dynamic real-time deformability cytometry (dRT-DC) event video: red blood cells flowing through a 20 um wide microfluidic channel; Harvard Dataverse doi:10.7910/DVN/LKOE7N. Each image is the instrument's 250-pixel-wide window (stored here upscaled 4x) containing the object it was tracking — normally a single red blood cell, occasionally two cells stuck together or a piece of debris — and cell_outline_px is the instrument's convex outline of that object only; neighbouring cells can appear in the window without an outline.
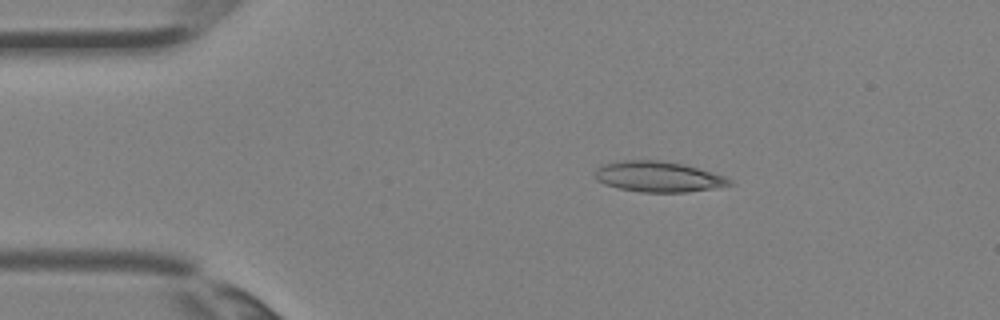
{"species": "Egyptian fruit bat (a non-hibernating species)", "species_latin": "Rousettus aegyptiacus", "temperature_condition": "room temperature", "stored_images_in_passage": 3, "camera_frame_rate_fps": 3000, "um_per_image_px": 0.085, "animal": {"sex": "female"}, "frame": {"image": 1, "passage_image": 2, "time_ms": 0.333, "image_size_px": [1000, 320], "cell_outline_px": [[736, 184], [688, 192], [640, 192], [620, 188], [604, 184], [596, 180], [596, 168], [600, 164], [624, 160], [660, 160], [684, 164], [724, 176], [732, 180]], "centroid_in_image_um": [55.94, 15.01], "position_along_channel_um": 29.1, "area_um2": 23.99}}